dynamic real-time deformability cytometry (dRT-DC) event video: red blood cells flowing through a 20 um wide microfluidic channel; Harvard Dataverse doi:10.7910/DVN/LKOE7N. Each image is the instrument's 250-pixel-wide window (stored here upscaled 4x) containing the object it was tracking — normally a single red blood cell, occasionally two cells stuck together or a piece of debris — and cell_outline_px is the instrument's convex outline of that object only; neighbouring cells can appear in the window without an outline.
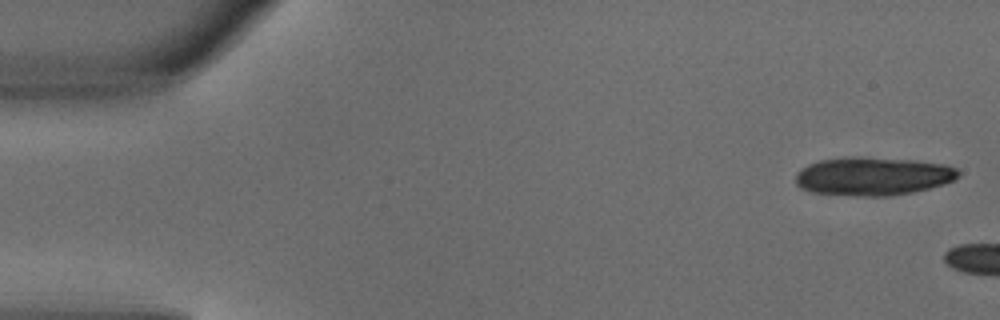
{"species": "common noctule bat (a hibernating species)", "species_latin": "Nyctalus noctula", "temperature_condition": "warm", "stored_images_in_passage": 2, "camera_frame_rate_fps": 3000, "um_per_image_px": 0.085, "animal": {"sex": "male", "body_mass_g": 18.8}, "frame": {"image": 1, "passage_image": 1, "time_ms": 0.0, "image_size_px": [1000, 320], "cell_outline_px": [[960, 176], [952, 180], [928, 188], [912, 192], [888, 196], [856, 196], [812, 192], [800, 188], [796, 184], [796, 172], [808, 164], [820, 160], [844, 156], [852, 156], [912, 160], [948, 164], [956, 168], [960, 172]], "centroid_in_image_um": [74.17, 14.97], "position_along_channel_um": 10.8, "area_um2": 36.47}}